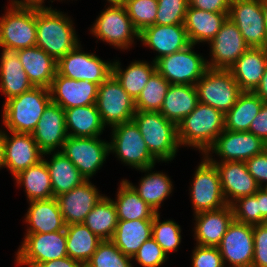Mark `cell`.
<instances>
[{"label": "cell", "mask_w": 267, "mask_h": 267, "mask_svg": "<svg viewBox=\"0 0 267 267\" xmlns=\"http://www.w3.org/2000/svg\"><path fill=\"white\" fill-rule=\"evenodd\" d=\"M51 8L36 5V46L58 62L79 41L72 20L66 14Z\"/></svg>", "instance_id": "obj_1"}, {"label": "cell", "mask_w": 267, "mask_h": 267, "mask_svg": "<svg viewBox=\"0 0 267 267\" xmlns=\"http://www.w3.org/2000/svg\"><path fill=\"white\" fill-rule=\"evenodd\" d=\"M224 130L225 114L199 102L177 125L178 142L180 146L195 147L205 154Z\"/></svg>", "instance_id": "obj_2"}, {"label": "cell", "mask_w": 267, "mask_h": 267, "mask_svg": "<svg viewBox=\"0 0 267 267\" xmlns=\"http://www.w3.org/2000/svg\"><path fill=\"white\" fill-rule=\"evenodd\" d=\"M50 102V91L44 87H33L16 97L5 100L2 122L6 130L32 134Z\"/></svg>", "instance_id": "obj_3"}, {"label": "cell", "mask_w": 267, "mask_h": 267, "mask_svg": "<svg viewBox=\"0 0 267 267\" xmlns=\"http://www.w3.org/2000/svg\"><path fill=\"white\" fill-rule=\"evenodd\" d=\"M133 121L138 126L149 152L158 160L175 158L179 148L177 125L160 112L136 111Z\"/></svg>", "instance_id": "obj_4"}, {"label": "cell", "mask_w": 267, "mask_h": 267, "mask_svg": "<svg viewBox=\"0 0 267 267\" xmlns=\"http://www.w3.org/2000/svg\"><path fill=\"white\" fill-rule=\"evenodd\" d=\"M10 4L0 17V45L19 50L36 46V5Z\"/></svg>", "instance_id": "obj_5"}, {"label": "cell", "mask_w": 267, "mask_h": 267, "mask_svg": "<svg viewBox=\"0 0 267 267\" xmlns=\"http://www.w3.org/2000/svg\"><path fill=\"white\" fill-rule=\"evenodd\" d=\"M200 103L226 114L243 92L229 70L208 68L195 84Z\"/></svg>", "instance_id": "obj_6"}, {"label": "cell", "mask_w": 267, "mask_h": 267, "mask_svg": "<svg viewBox=\"0 0 267 267\" xmlns=\"http://www.w3.org/2000/svg\"><path fill=\"white\" fill-rule=\"evenodd\" d=\"M109 152L117 154L123 163L137 170L155 165L158 160L149 152L135 122L129 121L112 127Z\"/></svg>", "instance_id": "obj_7"}, {"label": "cell", "mask_w": 267, "mask_h": 267, "mask_svg": "<svg viewBox=\"0 0 267 267\" xmlns=\"http://www.w3.org/2000/svg\"><path fill=\"white\" fill-rule=\"evenodd\" d=\"M193 46L157 59L156 71L170 84L195 85L208 67L207 60L194 52Z\"/></svg>", "instance_id": "obj_8"}, {"label": "cell", "mask_w": 267, "mask_h": 267, "mask_svg": "<svg viewBox=\"0 0 267 267\" xmlns=\"http://www.w3.org/2000/svg\"><path fill=\"white\" fill-rule=\"evenodd\" d=\"M101 121L111 128L133 120L135 101L111 74L98 88L96 99Z\"/></svg>", "instance_id": "obj_9"}, {"label": "cell", "mask_w": 267, "mask_h": 267, "mask_svg": "<svg viewBox=\"0 0 267 267\" xmlns=\"http://www.w3.org/2000/svg\"><path fill=\"white\" fill-rule=\"evenodd\" d=\"M91 33L99 40L119 49H127L139 39L140 32L134 27L124 5L105 8L93 24Z\"/></svg>", "instance_id": "obj_10"}, {"label": "cell", "mask_w": 267, "mask_h": 267, "mask_svg": "<svg viewBox=\"0 0 267 267\" xmlns=\"http://www.w3.org/2000/svg\"><path fill=\"white\" fill-rule=\"evenodd\" d=\"M67 257L65 230L52 233H26L16 253L17 265L36 267L40 263Z\"/></svg>", "instance_id": "obj_11"}, {"label": "cell", "mask_w": 267, "mask_h": 267, "mask_svg": "<svg viewBox=\"0 0 267 267\" xmlns=\"http://www.w3.org/2000/svg\"><path fill=\"white\" fill-rule=\"evenodd\" d=\"M197 167L191 184V201L194 214L218 210L226 205L222 185L216 166L205 156Z\"/></svg>", "instance_id": "obj_12"}, {"label": "cell", "mask_w": 267, "mask_h": 267, "mask_svg": "<svg viewBox=\"0 0 267 267\" xmlns=\"http://www.w3.org/2000/svg\"><path fill=\"white\" fill-rule=\"evenodd\" d=\"M228 18L237 25L249 47L267 49L262 0H231Z\"/></svg>", "instance_id": "obj_13"}, {"label": "cell", "mask_w": 267, "mask_h": 267, "mask_svg": "<svg viewBox=\"0 0 267 267\" xmlns=\"http://www.w3.org/2000/svg\"><path fill=\"white\" fill-rule=\"evenodd\" d=\"M98 137L100 136L85 138L68 136L60 150L86 180L96 174L110 153L109 142Z\"/></svg>", "instance_id": "obj_14"}, {"label": "cell", "mask_w": 267, "mask_h": 267, "mask_svg": "<svg viewBox=\"0 0 267 267\" xmlns=\"http://www.w3.org/2000/svg\"><path fill=\"white\" fill-rule=\"evenodd\" d=\"M79 43L57 62V72L67 78L86 80L99 86L112 74V64L94 53H85Z\"/></svg>", "instance_id": "obj_15"}, {"label": "cell", "mask_w": 267, "mask_h": 267, "mask_svg": "<svg viewBox=\"0 0 267 267\" xmlns=\"http://www.w3.org/2000/svg\"><path fill=\"white\" fill-rule=\"evenodd\" d=\"M266 149L267 144L248 131L237 132L225 129L204 155L215 153L220 156L221 162H246Z\"/></svg>", "instance_id": "obj_16"}, {"label": "cell", "mask_w": 267, "mask_h": 267, "mask_svg": "<svg viewBox=\"0 0 267 267\" xmlns=\"http://www.w3.org/2000/svg\"><path fill=\"white\" fill-rule=\"evenodd\" d=\"M208 44H210L211 59L207 61V67L210 69L229 70L249 48L237 25L229 18Z\"/></svg>", "instance_id": "obj_17"}, {"label": "cell", "mask_w": 267, "mask_h": 267, "mask_svg": "<svg viewBox=\"0 0 267 267\" xmlns=\"http://www.w3.org/2000/svg\"><path fill=\"white\" fill-rule=\"evenodd\" d=\"M217 247L224 265L227 260L232 264L230 267H251L254 257L253 226L233 220Z\"/></svg>", "instance_id": "obj_18"}, {"label": "cell", "mask_w": 267, "mask_h": 267, "mask_svg": "<svg viewBox=\"0 0 267 267\" xmlns=\"http://www.w3.org/2000/svg\"><path fill=\"white\" fill-rule=\"evenodd\" d=\"M11 136L1 130L4 164L13 177L28 167L37 164L43 157L32 134L9 131Z\"/></svg>", "instance_id": "obj_19"}, {"label": "cell", "mask_w": 267, "mask_h": 267, "mask_svg": "<svg viewBox=\"0 0 267 267\" xmlns=\"http://www.w3.org/2000/svg\"><path fill=\"white\" fill-rule=\"evenodd\" d=\"M99 85L86 80H75L56 72L49 87L51 102L63 110L96 104Z\"/></svg>", "instance_id": "obj_20"}, {"label": "cell", "mask_w": 267, "mask_h": 267, "mask_svg": "<svg viewBox=\"0 0 267 267\" xmlns=\"http://www.w3.org/2000/svg\"><path fill=\"white\" fill-rule=\"evenodd\" d=\"M203 156L216 166L228 205L239 198L254 195L260 188L245 162H217L209 155Z\"/></svg>", "instance_id": "obj_21"}, {"label": "cell", "mask_w": 267, "mask_h": 267, "mask_svg": "<svg viewBox=\"0 0 267 267\" xmlns=\"http://www.w3.org/2000/svg\"><path fill=\"white\" fill-rule=\"evenodd\" d=\"M89 180L57 197L60 211L67 225L83 223L94 206L104 197Z\"/></svg>", "instance_id": "obj_22"}, {"label": "cell", "mask_w": 267, "mask_h": 267, "mask_svg": "<svg viewBox=\"0 0 267 267\" xmlns=\"http://www.w3.org/2000/svg\"><path fill=\"white\" fill-rule=\"evenodd\" d=\"M32 136L43 152V157L52 154L57 147L62 149L68 137L64 110L58 104L50 102L44 109Z\"/></svg>", "instance_id": "obj_23"}, {"label": "cell", "mask_w": 267, "mask_h": 267, "mask_svg": "<svg viewBox=\"0 0 267 267\" xmlns=\"http://www.w3.org/2000/svg\"><path fill=\"white\" fill-rule=\"evenodd\" d=\"M139 39L143 42V45L158 53L153 60L154 62L163 56L180 51L191 44L184 24H154L144 28L139 34Z\"/></svg>", "instance_id": "obj_24"}, {"label": "cell", "mask_w": 267, "mask_h": 267, "mask_svg": "<svg viewBox=\"0 0 267 267\" xmlns=\"http://www.w3.org/2000/svg\"><path fill=\"white\" fill-rule=\"evenodd\" d=\"M195 215L194 239L196 245L217 247L229 225L234 220L231 205L213 210L204 211Z\"/></svg>", "instance_id": "obj_25"}, {"label": "cell", "mask_w": 267, "mask_h": 267, "mask_svg": "<svg viewBox=\"0 0 267 267\" xmlns=\"http://www.w3.org/2000/svg\"><path fill=\"white\" fill-rule=\"evenodd\" d=\"M2 54L0 58V90L7 96L6 100L16 97L34 86L30 82L27 74L18 57L19 49L1 46Z\"/></svg>", "instance_id": "obj_26"}, {"label": "cell", "mask_w": 267, "mask_h": 267, "mask_svg": "<svg viewBox=\"0 0 267 267\" xmlns=\"http://www.w3.org/2000/svg\"><path fill=\"white\" fill-rule=\"evenodd\" d=\"M267 66V49L249 47L229 68L242 91L253 92Z\"/></svg>", "instance_id": "obj_27"}, {"label": "cell", "mask_w": 267, "mask_h": 267, "mask_svg": "<svg viewBox=\"0 0 267 267\" xmlns=\"http://www.w3.org/2000/svg\"><path fill=\"white\" fill-rule=\"evenodd\" d=\"M229 12H209L188 5L184 27L191 44L210 42L228 18Z\"/></svg>", "instance_id": "obj_28"}, {"label": "cell", "mask_w": 267, "mask_h": 267, "mask_svg": "<svg viewBox=\"0 0 267 267\" xmlns=\"http://www.w3.org/2000/svg\"><path fill=\"white\" fill-rule=\"evenodd\" d=\"M18 57L32 85L49 89L57 72V61L38 46L20 49Z\"/></svg>", "instance_id": "obj_29"}, {"label": "cell", "mask_w": 267, "mask_h": 267, "mask_svg": "<svg viewBox=\"0 0 267 267\" xmlns=\"http://www.w3.org/2000/svg\"><path fill=\"white\" fill-rule=\"evenodd\" d=\"M29 204L24 219L29 225L27 233H52L65 230L66 224L55 197L30 201Z\"/></svg>", "instance_id": "obj_30"}, {"label": "cell", "mask_w": 267, "mask_h": 267, "mask_svg": "<svg viewBox=\"0 0 267 267\" xmlns=\"http://www.w3.org/2000/svg\"><path fill=\"white\" fill-rule=\"evenodd\" d=\"M153 219L118 220L111 241L126 256L133 257L152 237Z\"/></svg>", "instance_id": "obj_31"}, {"label": "cell", "mask_w": 267, "mask_h": 267, "mask_svg": "<svg viewBox=\"0 0 267 267\" xmlns=\"http://www.w3.org/2000/svg\"><path fill=\"white\" fill-rule=\"evenodd\" d=\"M198 103L195 85L170 84L159 112L178 125L196 108Z\"/></svg>", "instance_id": "obj_32"}, {"label": "cell", "mask_w": 267, "mask_h": 267, "mask_svg": "<svg viewBox=\"0 0 267 267\" xmlns=\"http://www.w3.org/2000/svg\"><path fill=\"white\" fill-rule=\"evenodd\" d=\"M64 112L68 136L82 138L97 137L103 133L105 126L101 121L96 104L72 107L65 109Z\"/></svg>", "instance_id": "obj_33"}, {"label": "cell", "mask_w": 267, "mask_h": 267, "mask_svg": "<svg viewBox=\"0 0 267 267\" xmlns=\"http://www.w3.org/2000/svg\"><path fill=\"white\" fill-rule=\"evenodd\" d=\"M50 174L54 197H57L81 185L86 179L76 166L59 150L54 151L48 162L43 159Z\"/></svg>", "instance_id": "obj_34"}, {"label": "cell", "mask_w": 267, "mask_h": 267, "mask_svg": "<svg viewBox=\"0 0 267 267\" xmlns=\"http://www.w3.org/2000/svg\"><path fill=\"white\" fill-rule=\"evenodd\" d=\"M65 232L67 256L85 266L102 239L95 235L84 223L67 225Z\"/></svg>", "instance_id": "obj_35"}, {"label": "cell", "mask_w": 267, "mask_h": 267, "mask_svg": "<svg viewBox=\"0 0 267 267\" xmlns=\"http://www.w3.org/2000/svg\"><path fill=\"white\" fill-rule=\"evenodd\" d=\"M154 166L140 169L141 172L150 173L142 177L139 186L125 180L156 213H159L161 203L172 193L173 185L168 175L162 172H151Z\"/></svg>", "instance_id": "obj_36"}, {"label": "cell", "mask_w": 267, "mask_h": 267, "mask_svg": "<svg viewBox=\"0 0 267 267\" xmlns=\"http://www.w3.org/2000/svg\"><path fill=\"white\" fill-rule=\"evenodd\" d=\"M14 178L17 185L23 184L29 202L54 198L50 174L43 159L21 171Z\"/></svg>", "instance_id": "obj_37"}, {"label": "cell", "mask_w": 267, "mask_h": 267, "mask_svg": "<svg viewBox=\"0 0 267 267\" xmlns=\"http://www.w3.org/2000/svg\"><path fill=\"white\" fill-rule=\"evenodd\" d=\"M264 102L254 92L243 91L235 105L225 114V129L246 132Z\"/></svg>", "instance_id": "obj_38"}, {"label": "cell", "mask_w": 267, "mask_h": 267, "mask_svg": "<svg viewBox=\"0 0 267 267\" xmlns=\"http://www.w3.org/2000/svg\"><path fill=\"white\" fill-rule=\"evenodd\" d=\"M120 65L119 61L113 62L112 75L135 101L150 77L156 72V64L154 61L152 65L146 61H134L126 70H122Z\"/></svg>", "instance_id": "obj_39"}, {"label": "cell", "mask_w": 267, "mask_h": 267, "mask_svg": "<svg viewBox=\"0 0 267 267\" xmlns=\"http://www.w3.org/2000/svg\"><path fill=\"white\" fill-rule=\"evenodd\" d=\"M113 200L118 220L153 219L156 212L123 179Z\"/></svg>", "instance_id": "obj_40"}, {"label": "cell", "mask_w": 267, "mask_h": 267, "mask_svg": "<svg viewBox=\"0 0 267 267\" xmlns=\"http://www.w3.org/2000/svg\"><path fill=\"white\" fill-rule=\"evenodd\" d=\"M83 223L100 239L111 240L118 223L113 200L104 196L86 216Z\"/></svg>", "instance_id": "obj_41"}, {"label": "cell", "mask_w": 267, "mask_h": 267, "mask_svg": "<svg viewBox=\"0 0 267 267\" xmlns=\"http://www.w3.org/2000/svg\"><path fill=\"white\" fill-rule=\"evenodd\" d=\"M169 86L170 83L156 71L135 100L136 111L159 112Z\"/></svg>", "instance_id": "obj_42"}, {"label": "cell", "mask_w": 267, "mask_h": 267, "mask_svg": "<svg viewBox=\"0 0 267 267\" xmlns=\"http://www.w3.org/2000/svg\"><path fill=\"white\" fill-rule=\"evenodd\" d=\"M132 258L124 255L111 240H102L85 267H133Z\"/></svg>", "instance_id": "obj_43"}, {"label": "cell", "mask_w": 267, "mask_h": 267, "mask_svg": "<svg viewBox=\"0 0 267 267\" xmlns=\"http://www.w3.org/2000/svg\"><path fill=\"white\" fill-rule=\"evenodd\" d=\"M152 238L161 246L168 255L177 251L181 243V227L173 220L160 222V213L153 216Z\"/></svg>", "instance_id": "obj_44"}, {"label": "cell", "mask_w": 267, "mask_h": 267, "mask_svg": "<svg viewBox=\"0 0 267 267\" xmlns=\"http://www.w3.org/2000/svg\"><path fill=\"white\" fill-rule=\"evenodd\" d=\"M124 6L131 22L139 32L155 24L157 0H126Z\"/></svg>", "instance_id": "obj_45"}, {"label": "cell", "mask_w": 267, "mask_h": 267, "mask_svg": "<svg viewBox=\"0 0 267 267\" xmlns=\"http://www.w3.org/2000/svg\"><path fill=\"white\" fill-rule=\"evenodd\" d=\"M234 220L247 225L267 223L259 211V189L254 195L239 198L231 204Z\"/></svg>", "instance_id": "obj_46"}, {"label": "cell", "mask_w": 267, "mask_h": 267, "mask_svg": "<svg viewBox=\"0 0 267 267\" xmlns=\"http://www.w3.org/2000/svg\"><path fill=\"white\" fill-rule=\"evenodd\" d=\"M158 8L155 18L157 25L184 24L188 0H157Z\"/></svg>", "instance_id": "obj_47"}, {"label": "cell", "mask_w": 267, "mask_h": 267, "mask_svg": "<svg viewBox=\"0 0 267 267\" xmlns=\"http://www.w3.org/2000/svg\"><path fill=\"white\" fill-rule=\"evenodd\" d=\"M167 258L161 246L152 237L146 240L132 257L143 267H159Z\"/></svg>", "instance_id": "obj_48"}, {"label": "cell", "mask_w": 267, "mask_h": 267, "mask_svg": "<svg viewBox=\"0 0 267 267\" xmlns=\"http://www.w3.org/2000/svg\"><path fill=\"white\" fill-rule=\"evenodd\" d=\"M192 254V267H225L218 247L196 245Z\"/></svg>", "instance_id": "obj_49"}, {"label": "cell", "mask_w": 267, "mask_h": 267, "mask_svg": "<svg viewBox=\"0 0 267 267\" xmlns=\"http://www.w3.org/2000/svg\"><path fill=\"white\" fill-rule=\"evenodd\" d=\"M254 257L251 267H267V223L253 226Z\"/></svg>", "instance_id": "obj_50"}, {"label": "cell", "mask_w": 267, "mask_h": 267, "mask_svg": "<svg viewBox=\"0 0 267 267\" xmlns=\"http://www.w3.org/2000/svg\"><path fill=\"white\" fill-rule=\"evenodd\" d=\"M248 172L256 180L259 187H263L262 183L267 184V149L258 155L248 159L246 162Z\"/></svg>", "instance_id": "obj_51"}, {"label": "cell", "mask_w": 267, "mask_h": 267, "mask_svg": "<svg viewBox=\"0 0 267 267\" xmlns=\"http://www.w3.org/2000/svg\"><path fill=\"white\" fill-rule=\"evenodd\" d=\"M248 132L261 138L267 144V103L262 105L259 114L250 124Z\"/></svg>", "instance_id": "obj_52"}, {"label": "cell", "mask_w": 267, "mask_h": 267, "mask_svg": "<svg viewBox=\"0 0 267 267\" xmlns=\"http://www.w3.org/2000/svg\"><path fill=\"white\" fill-rule=\"evenodd\" d=\"M189 6L209 12H229L231 0H188Z\"/></svg>", "instance_id": "obj_53"}, {"label": "cell", "mask_w": 267, "mask_h": 267, "mask_svg": "<svg viewBox=\"0 0 267 267\" xmlns=\"http://www.w3.org/2000/svg\"><path fill=\"white\" fill-rule=\"evenodd\" d=\"M36 267H82V265L70 257H63L38 264Z\"/></svg>", "instance_id": "obj_54"}, {"label": "cell", "mask_w": 267, "mask_h": 267, "mask_svg": "<svg viewBox=\"0 0 267 267\" xmlns=\"http://www.w3.org/2000/svg\"><path fill=\"white\" fill-rule=\"evenodd\" d=\"M253 92L258 95L264 103H267V66L259 85Z\"/></svg>", "instance_id": "obj_55"}, {"label": "cell", "mask_w": 267, "mask_h": 267, "mask_svg": "<svg viewBox=\"0 0 267 267\" xmlns=\"http://www.w3.org/2000/svg\"><path fill=\"white\" fill-rule=\"evenodd\" d=\"M259 211H261V217L267 222V192L259 188Z\"/></svg>", "instance_id": "obj_56"}, {"label": "cell", "mask_w": 267, "mask_h": 267, "mask_svg": "<svg viewBox=\"0 0 267 267\" xmlns=\"http://www.w3.org/2000/svg\"><path fill=\"white\" fill-rule=\"evenodd\" d=\"M12 4H34L43 5L44 0H11Z\"/></svg>", "instance_id": "obj_57"}, {"label": "cell", "mask_w": 267, "mask_h": 267, "mask_svg": "<svg viewBox=\"0 0 267 267\" xmlns=\"http://www.w3.org/2000/svg\"><path fill=\"white\" fill-rule=\"evenodd\" d=\"M5 167L4 164V153H3V142L1 137V130H0V169Z\"/></svg>", "instance_id": "obj_58"}, {"label": "cell", "mask_w": 267, "mask_h": 267, "mask_svg": "<svg viewBox=\"0 0 267 267\" xmlns=\"http://www.w3.org/2000/svg\"><path fill=\"white\" fill-rule=\"evenodd\" d=\"M262 9H263L264 20H265L266 29H267V0H262Z\"/></svg>", "instance_id": "obj_59"}, {"label": "cell", "mask_w": 267, "mask_h": 267, "mask_svg": "<svg viewBox=\"0 0 267 267\" xmlns=\"http://www.w3.org/2000/svg\"><path fill=\"white\" fill-rule=\"evenodd\" d=\"M110 5H125L126 0H107Z\"/></svg>", "instance_id": "obj_60"}, {"label": "cell", "mask_w": 267, "mask_h": 267, "mask_svg": "<svg viewBox=\"0 0 267 267\" xmlns=\"http://www.w3.org/2000/svg\"><path fill=\"white\" fill-rule=\"evenodd\" d=\"M262 189L267 192V184L264 186V188L262 187Z\"/></svg>", "instance_id": "obj_61"}]
</instances>
